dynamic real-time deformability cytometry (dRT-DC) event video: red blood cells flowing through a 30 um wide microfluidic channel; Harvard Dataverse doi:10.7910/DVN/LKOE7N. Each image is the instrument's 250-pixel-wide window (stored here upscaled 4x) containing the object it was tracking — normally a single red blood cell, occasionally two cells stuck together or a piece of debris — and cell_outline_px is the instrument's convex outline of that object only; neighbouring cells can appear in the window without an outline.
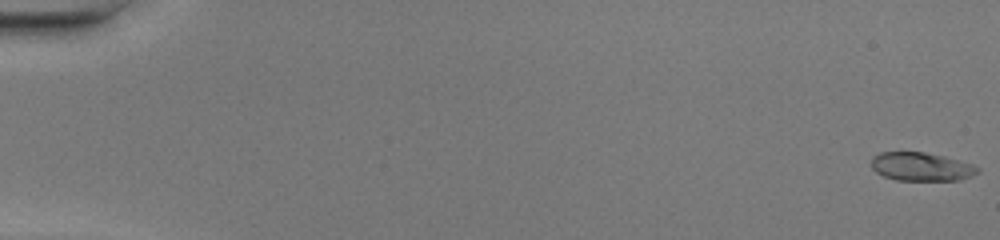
{"species": "common noctule bat (a hibernating species)", "species_latin": "Nyctalus noctula", "temperature_condition": "warm", "stored_images_in_passage": 49, "camera_frame_rate_fps": 3000, "um_per_image_px": 0.085, "animal": {"sex": "female", "body_mass_g": 20.0, "forearm_length_mm": 54.0}, "frame": {"image": 1, "passage_image": 1, "time_ms": 0.0, "image_size_px": [1000, 240], "cell_outline_px": [[980, 172], [972, 176], [960, 180], [896, 180], [884, 176], [876, 172], [872, 168], [872, 156], [880, 152], [924, 152], [944, 156], [972, 164], [980, 168]], "centroid_in_image_um": [78.32, 14.17], "position_along_channel_um": 6.7, "area_um2": 17.69}}
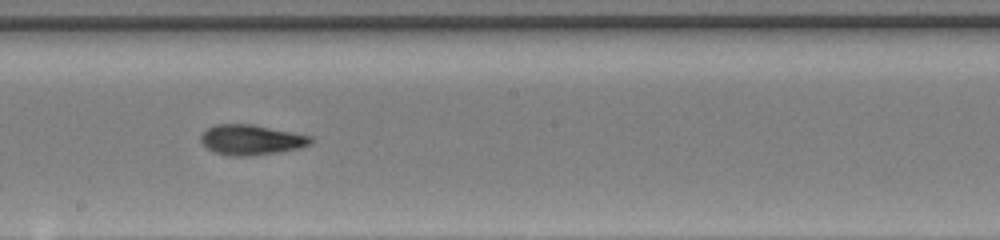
{"frame": {"image": 2, "passage_image": 29, "time_ms": 9.333, "image_size_px": [1000, 240], "cell_outline_px": [[312, 144], [300, 148], [280, 152], [252, 156], [228, 156], [216, 152], [208, 148], [200, 140], [200, 136], [208, 128], [216, 124], [252, 124], [312, 136]], "centroid_in_image_um": [21.38, 11.89], "position_along_channel_um": 226.8, "area_um2": 19.36}}
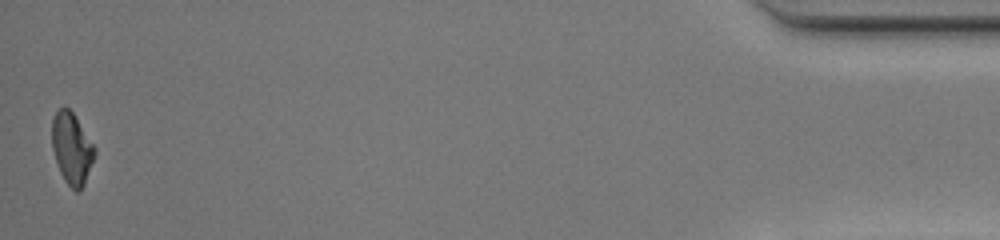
{"frame": {"image": 3, "passage_image": 49, "time_ms": 16.0, "image_size_px": [1000, 240], "cell_outline_px": [[96, 152], [84, 184], [76, 192], [64, 180], [56, 164], [52, 148], [52, 120], [56, 112], [60, 108], [68, 108], [72, 112], [96, 148]], "centroid_in_image_um": [6.09, 12.62], "position_along_channel_um": 429.1, "area_um2": 17.51}, "authors_computed_cell_mechanics": {"area_um2": 18.3226, "velocity_mm_per_s": 4.3206, "shape_relaxation_time_tau1_ms": 5.5955, "shape_relaxation_time_tau2_ms": 1.4791, "deformation_change_tau1": 0.2146, "deformation_change_tau2": 0.079}}